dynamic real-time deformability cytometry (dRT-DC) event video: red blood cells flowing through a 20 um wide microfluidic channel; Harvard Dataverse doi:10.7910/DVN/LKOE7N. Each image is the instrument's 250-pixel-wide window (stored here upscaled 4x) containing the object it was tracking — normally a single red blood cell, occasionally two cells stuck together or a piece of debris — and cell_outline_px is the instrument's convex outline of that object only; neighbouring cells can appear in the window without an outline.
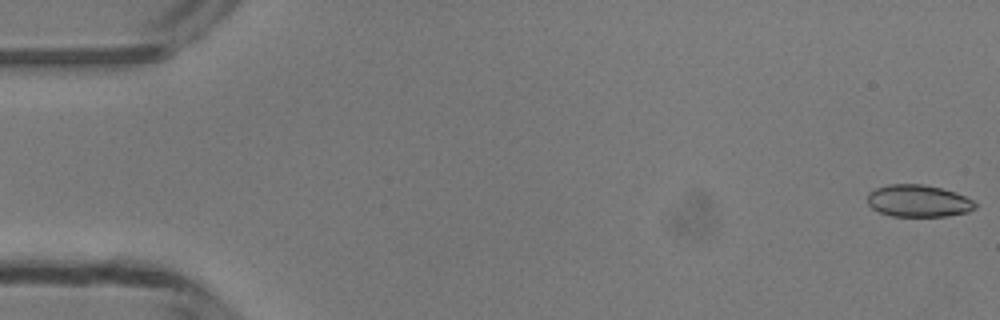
{"species": "common noctule bat (a hibernating species)", "species_latin": "Nyctalus noctula", "temperature_condition": "room temperature", "stored_images_in_passage": 49, "camera_frame_rate_fps": 3000, "um_per_image_px": 0.085, "animal": {"sex": "male", "body_mass_g": 13.3}, "frame": {"image": 1, "passage_image": 1, "time_ms": 0.0, "image_size_px": [1000, 320], "cell_outline_px": [[976, 208], [968, 212], [948, 216], [892, 216], [880, 212], [872, 208], [868, 204], [868, 192], [876, 188], [888, 184], [920, 184], [940, 188], [956, 192], [972, 200], [976, 204]], "centroid_in_image_um": [78.05, 17.08], "position_along_channel_um": 6.9, "area_um2": 20.11}}
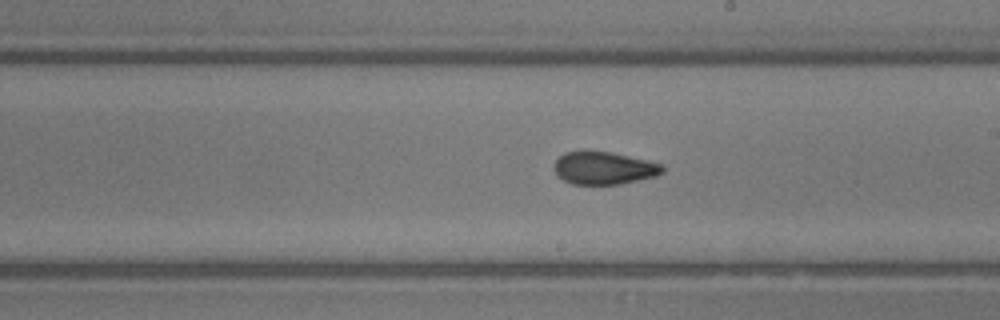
{"frame": {"image": 2, "passage_image": 28, "time_ms": 9.0, "image_size_px": [1000, 320], "cell_outline_px": [[664, 172], [656, 176], [620, 184], [572, 184], [556, 176], [552, 164], [564, 152], [608, 152], [648, 160], [664, 164]], "centroid_in_image_um": [51.33, 14.3], "position_along_channel_um": 237.7, "area_um2": 20.58}}
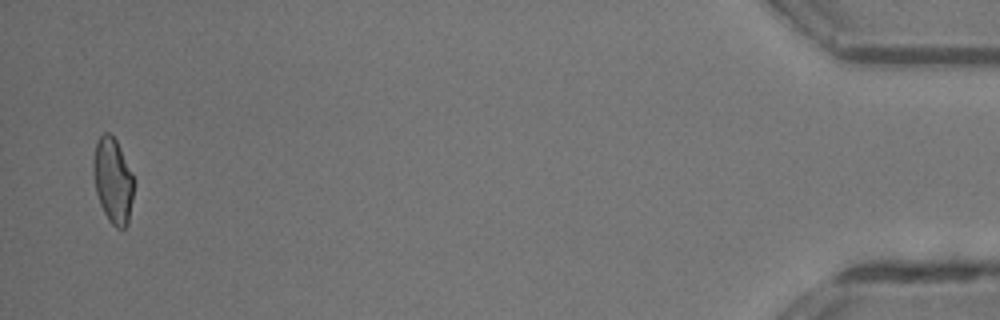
{"frame": {"image": 3, "passage_image": 48, "time_ms": 15.667, "image_size_px": [1000, 320], "cell_outline_px": [[136, 180], [128, 224], [124, 228], [116, 228], [108, 220], [100, 204], [96, 192], [92, 172], [92, 160], [96, 144], [100, 136], [104, 132], [108, 132], [116, 140]], "centroid_in_image_um": [9.61, 15.36], "position_along_channel_um": 425.6, "area_um2": 20.46}, "authors_computed_cell_mechanics": {"area_um2": 20.808, "velocity_mm_per_s": 4.2072, "shape_relaxation_time_tau1_ms": 9.5187, "shape_relaxation_time_tau2_ms": 1.5311, "deformation_change_tau1": 0.1996, "deformation_change_tau2": 0.0727}}